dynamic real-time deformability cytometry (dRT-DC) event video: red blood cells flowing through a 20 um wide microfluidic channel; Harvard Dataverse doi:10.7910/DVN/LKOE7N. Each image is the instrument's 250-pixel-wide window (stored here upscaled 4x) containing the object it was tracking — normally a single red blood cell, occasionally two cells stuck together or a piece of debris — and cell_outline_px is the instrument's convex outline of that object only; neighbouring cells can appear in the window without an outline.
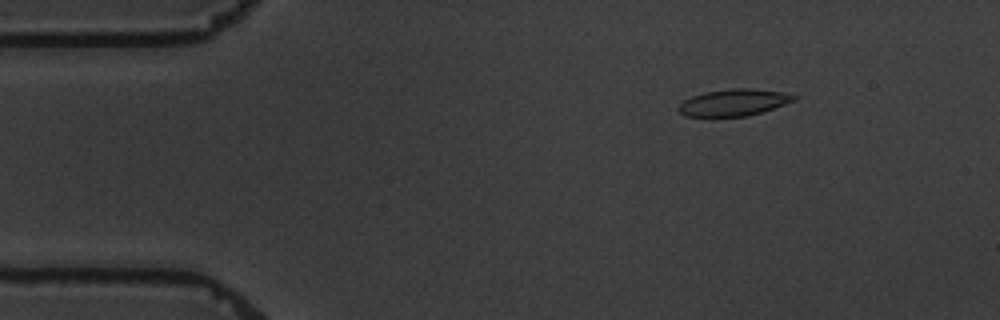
{"species": "common noctule bat (a hibernating species)", "species_latin": "Nyctalus noctula", "temperature_condition": "warm", "stored_images_in_passage": 5, "camera_frame_rate_fps": 3000, "um_per_image_px": 0.085, "animal": {"sex": "male", "body_mass_g": 19.5, "forearm_length_mm": 54.6}, "frame": {"image": 1, "passage_image": 3, "time_ms": 2.333, "image_size_px": [1000, 320], "cell_outline_px": [[800, 96], [796, 100], [748, 116], [712, 120], [684, 116], [676, 108], [684, 100], [692, 96], [704, 92], [732, 88], [752, 88], [784, 92]], "centroid_in_image_um": [62.3, 8.76], "position_along_channel_um": 22.7, "area_um2": 18.9}}